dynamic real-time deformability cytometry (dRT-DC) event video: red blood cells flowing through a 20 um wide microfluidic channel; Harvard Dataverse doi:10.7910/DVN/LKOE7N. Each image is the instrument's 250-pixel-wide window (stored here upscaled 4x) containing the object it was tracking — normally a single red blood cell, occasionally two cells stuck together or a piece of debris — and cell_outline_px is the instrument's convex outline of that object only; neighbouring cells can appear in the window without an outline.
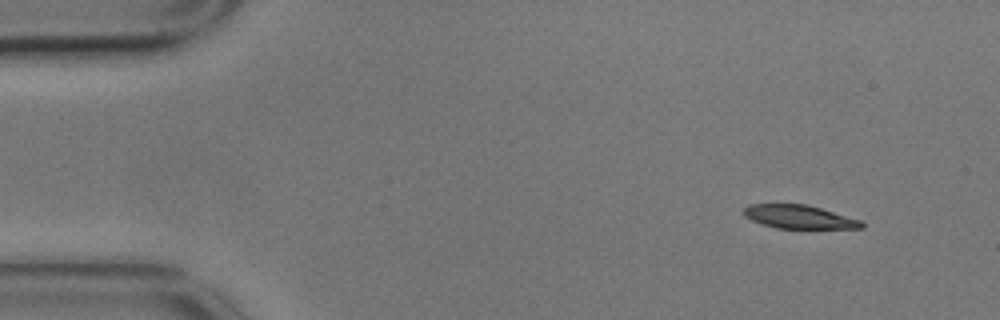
{"species": "common noctule bat (a hibernating species)", "species_latin": "Nyctalus noctula", "temperature_condition": "cold", "stored_images_in_passage": 4, "camera_frame_rate_fps": 3000, "um_per_image_px": 0.085, "animal": {"sex": "male", "body_mass_g": 17.9}, "frame": {"image": 1, "passage_image": 1, "time_ms": 0.0, "image_size_px": [1000, 320], "cell_outline_px": [[864, 228], [776, 228], [752, 220], [744, 216], [740, 212], [748, 204], [808, 204], [860, 220], [864, 224]], "centroid_in_image_um": [67.88, 18.42], "position_along_channel_um": 17.1, "area_um2": 16.07}}
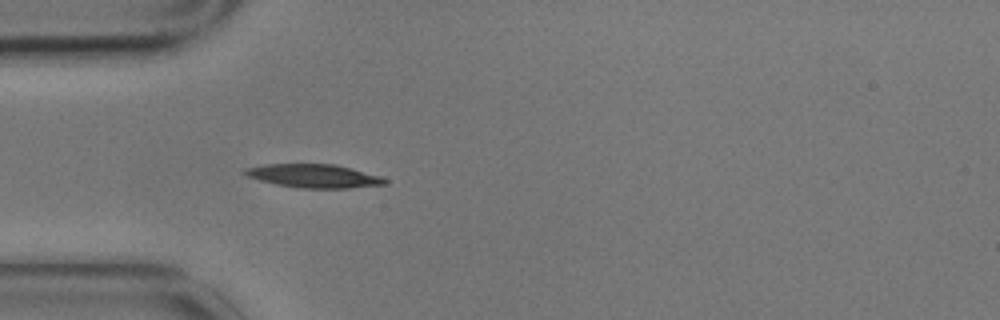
{"frame": {"image": 2, "passage_image": 4, "time_ms": 1.0, "image_size_px": [1000, 320], "cell_outline_px": [[388, 184], [348, 188], [300, 188], [276, 184], [260, 180], [248, 176], [240, 172], [244, 168], [264, 164], [336, 164], [380, 176], [388, 180]], "centroid_in_image_um": [26.66, 14.95], "position_along_channel_um": 58.3, "area_um2": 19.19}}